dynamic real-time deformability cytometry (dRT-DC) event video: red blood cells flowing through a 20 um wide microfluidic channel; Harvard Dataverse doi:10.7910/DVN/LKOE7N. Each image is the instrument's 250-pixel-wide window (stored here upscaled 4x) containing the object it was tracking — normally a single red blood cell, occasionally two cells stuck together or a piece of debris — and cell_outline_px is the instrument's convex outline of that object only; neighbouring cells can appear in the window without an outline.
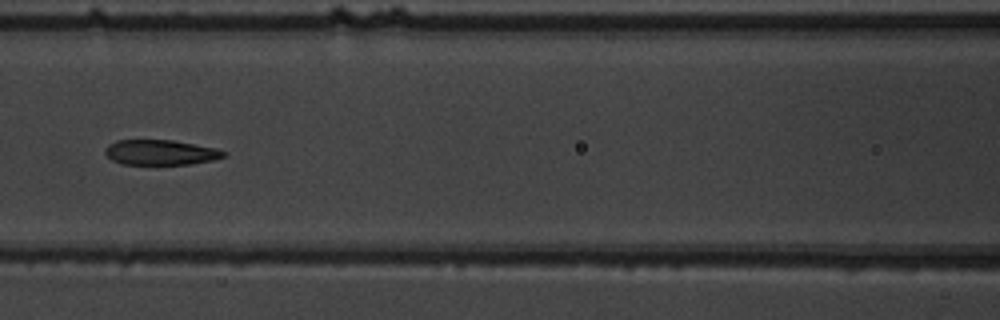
{"species": "common noctule bat (a hibernating species)", "species_latin": "Nyctalus noctula", "temperature_condition": "warm", "stored_images_in_passage": 9, "camera_frame_rate_fps": 3000, "um_per_image_px": 0.085, "animal": {"sex": "male", "body_mass_g": 19.5, "forearm_length_mm": 54.6}, "frame": {"image": 1, "passage_image": 8, "time_ms": 8.0, "image_size_px": [1000, 320], "cell_outline_px": [[228, 152], [224, 156], [212, 160], [192, 164], [120, 164], [112, 160], [104, 152], [104, 148], [108, 144], [116, 140], [172, 140], [216, 148]], "centroid_in_image_um": [13.62, 12.95], "position_along_channel_um": 153.0, "area_um2": 17.4}}
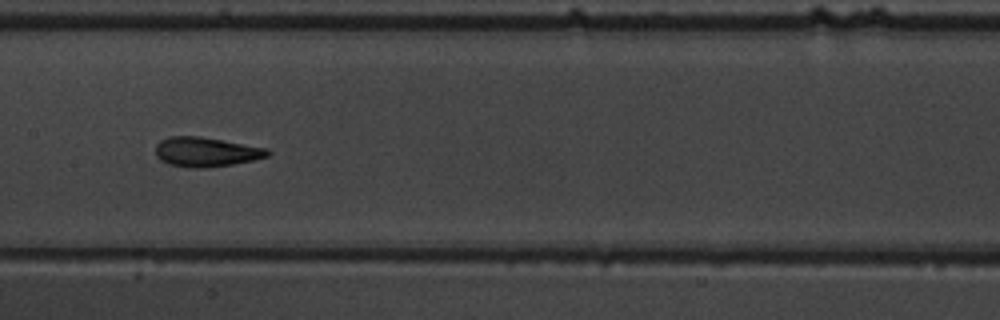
{"frame": {"image": 2, "passage_image": 9, "time_ms": 9.0, "image_size_px": [1000, 320], "cell_outline_px": [[272, 152], [268, 156], [252, 160], [232, 164], [204, 168], [192, 168], [168, 164], [160, 160], [156, 156], [156, 144], [160, 140], [168, 136], [200, 136], [268, 148]], "centroid_in_image_um": [17.5, 12.91], "position_along_channel_um": 189.9, "area_um2": 19.36}}